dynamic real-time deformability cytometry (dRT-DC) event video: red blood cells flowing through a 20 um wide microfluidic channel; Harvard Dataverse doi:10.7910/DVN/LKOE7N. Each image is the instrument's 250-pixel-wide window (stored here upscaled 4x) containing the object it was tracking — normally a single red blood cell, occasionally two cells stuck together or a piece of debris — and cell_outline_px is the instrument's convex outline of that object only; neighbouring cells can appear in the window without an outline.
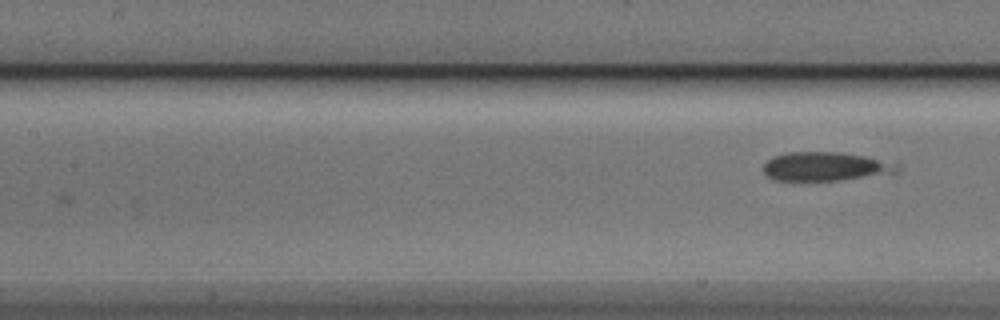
{"species": "Egyptian fruit bat (a non-hibernating species)", "species_latin": "Rousettus aegyptiacus", "temperature_condition": "cold", "stored_images_in_passage": 5, "camera_frame_rate_fps": 3000, "um_per_image_px": 0.085, "animal": {"sex": "male"}, "frame": {"image": 1, "passage_image": 5, "time_ms": 4.333, "image_size_px": [1000, 320], "cell_outline_px": [[900, 172], [840, 180], [776, 180], [768, 176], [764, 172], [764, 164], [772, 156], [788, 152], [840, 152], [864, 156], [900, 164]], "centroid_in_image_um": [70.19, 14.14], "position_along_channel_um": 137.2, "area_um2": 22.37}}